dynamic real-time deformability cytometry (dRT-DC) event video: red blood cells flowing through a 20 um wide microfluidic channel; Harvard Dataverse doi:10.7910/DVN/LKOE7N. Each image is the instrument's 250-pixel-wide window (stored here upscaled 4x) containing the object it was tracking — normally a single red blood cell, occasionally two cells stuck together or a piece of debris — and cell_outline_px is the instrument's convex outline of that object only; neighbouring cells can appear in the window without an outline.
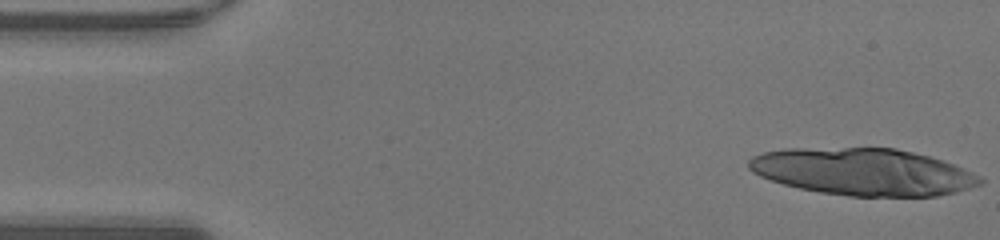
{"species": "human", "species_latin": "Homo sapiens", "temperature_condition": "warm", "stored_images_in_passage": 14, "camera_frame_rate_fps": 3000, "um_per_image_px": 0.085, "donor": {"sex": "male"}, "frame": {"image": 1, "passage_image": 1, "time_ms": 0.0, "image_size_px": [1000, 240], "cell_outline_px": [[984, 184], [956, 192], [936, 196], [848, 196], [820, 192], [800, 188], [784, 184], [760, 176], [752, 172], [748, 168], [748, 160], [752, 156], [764, 152], [784, 148], [896, 148], [944, 160], [972, 172], [980, 176], [984, 180]], "centroid_in_image_um": [73.38, 14.6], "position_along_channel_um": 11.6, "area_um2": 63.52}}
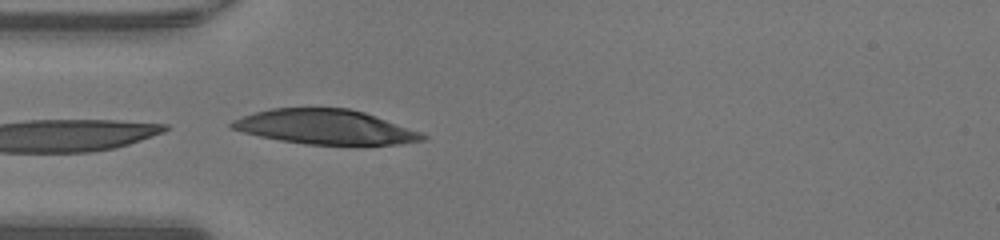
{"frame": {"image": 2, "passage_image": 14, "time_ms": 4.333, "image_size_px": [1000, 240], "cell_outline_px": [[428, 140], [400, 144], [356, 148], [304, 144], [280, 140], [260, 136], [228, 128], [228, 124], [232, 120], [240, 116], [272, 108], [348, 108], [364, 112], [376, 116], [420, 132], [428, 136]], "centroid_in_image_um": [27.7, 10.84], "position_along_channel_um": 57.3, "area_um2": 39.77}}